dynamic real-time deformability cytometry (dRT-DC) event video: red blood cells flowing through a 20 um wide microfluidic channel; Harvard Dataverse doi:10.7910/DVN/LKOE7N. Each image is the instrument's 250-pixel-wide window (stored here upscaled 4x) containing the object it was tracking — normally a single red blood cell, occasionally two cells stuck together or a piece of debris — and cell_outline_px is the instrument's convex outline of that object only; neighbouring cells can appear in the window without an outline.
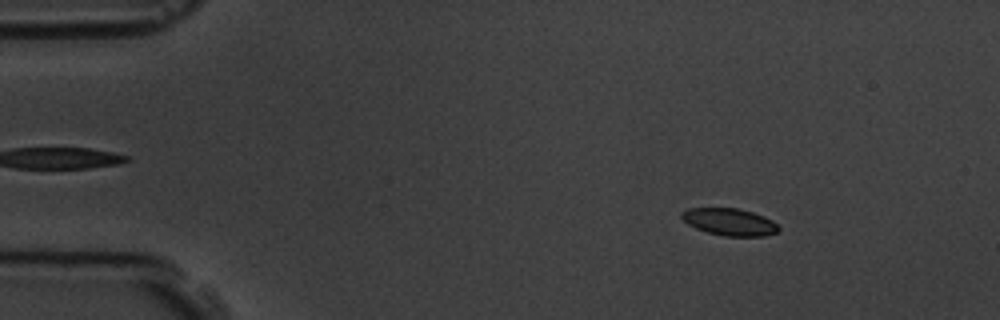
{"species": "common noctule bat (a hibernating species)", "species_latin": "Nyctalus noctula", "temperature_condition": "room temperature", "stored_images_in_passage": 9, "camera_frame_rate_fps": 3000, "um_per_image_px": 0.085, "animal": {"sex": "male", "body_mass_g": 19.5, "forearm_length_mm": 54.6}, "frame": {"image": 1, "passage_image": 1, "time_ms": 0.0, "image_size_px": [1000, 320], "cell_outline_px": [[780, 228], [776, 232], [764, 236], [724, 236], [708, 232], [696, 228], [688, 224], [680, 216], [680, 212], [688, 208], [736, 208], [752, 212], [764, 216], [772, 220]], "centroid_in_image_um": [61.99, 18.86], "position_along_channel_um": 23.0, "area_um2": 15.26}}
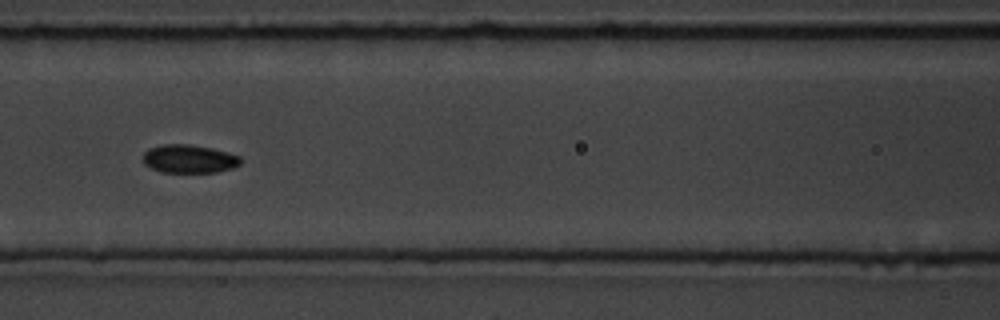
{"frame": {"image": 2, "passage_image": 6, "time_ms": 5.667, "image_size_px": [1000, 320], "cell_outline_px": [[240, 164], [232, 168], [216, 172], [160, 172], [144, 164], [144, 152], [148, 148], [160, 144], [188, 144], [212, 148], [228, 152], [240, 156]], "centroid_in_image_um": [16.06, 13.49], "position_along_channel_um": 150.5, "area_um2": 16.13}}
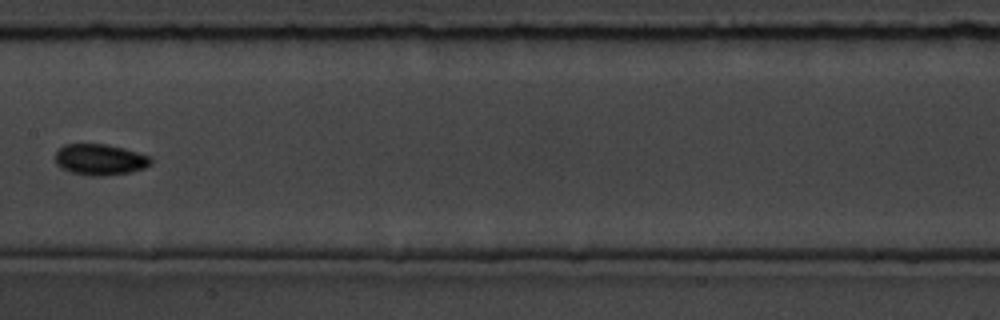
{"frame": {"image": 3, "passage_image": 7, "time_ms": 7.0, "image_size_px": [1000, 320], "cell_outline_px": [[152, 164], [144, 168], [132, 172], [104, 176], [92, 176], [72, 172], [60, 168], [56, 164], [56, 152], [64, 144], [108, 144], [124, 148], [152, 156]], "centroid_in_image_um": [8.54, 13.56], "position_along_channel_um": 198.9, "area_um2": 17.51}}